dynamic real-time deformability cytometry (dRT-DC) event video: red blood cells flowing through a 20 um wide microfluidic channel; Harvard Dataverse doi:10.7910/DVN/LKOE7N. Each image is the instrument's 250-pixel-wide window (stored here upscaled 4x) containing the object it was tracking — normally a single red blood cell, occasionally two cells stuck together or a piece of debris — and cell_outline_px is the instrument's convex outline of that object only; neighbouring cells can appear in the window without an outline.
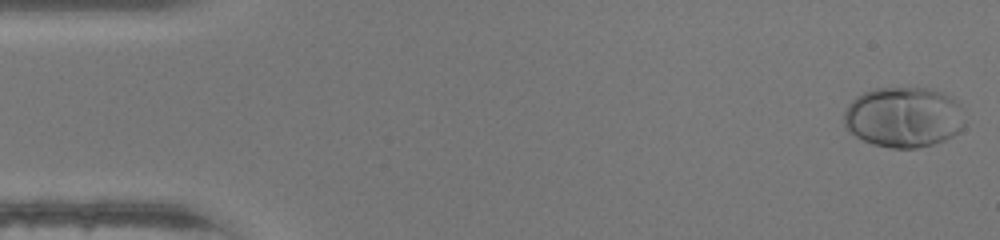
{"species": "human", "species_latin": "Homo sapiens", "temperature_condition": "warm", "stored_images_in_passage": 47, "camera_frame_rate_fps": 3000, "um_per_image_px": 0.085, "donor": {"sex": "female"}, "frame": {"image": 1, "passage_image": 1, "time_ms": 0.0, "image_size_px": [1000, 240], "cell_outline_px": [[964, 128], [960, 132], [944, 140], [932, 144], [916, 148], [892, 148], [872, 144], [848, 132], [844, 124], [844, 112], [848, 104], [856, 96], [864, 92], [876, 88], [932, 88], [956, 100], [964, 120]], "centroid_in_image_um": [76.79, 9.96], "position_along_channel_um": 8.2, "area_um2": 42.66}}
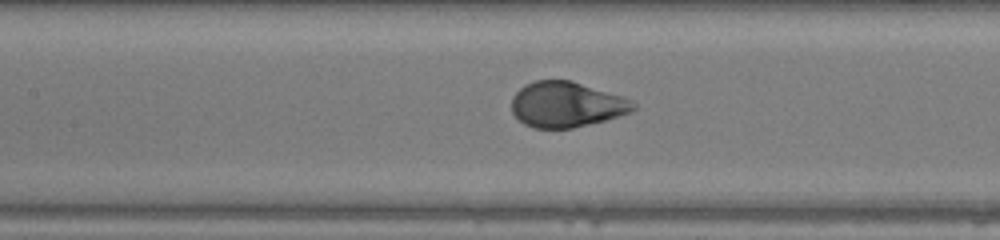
{"frame": {"image": 2, "passage_image": 21, "time_ms": 6.667, "image_size_px": [1000, 240], "cell_outline_px": [[636, 108], [632, 112], [620, 116], [572, 128], [532, 128], [524, 124], [512, 112], [512, 96], [524, 84], [536, 80], [572, 80], [624, 96], [632, 100], [636, 104]], "centroid_in_image_um": [48.17, 8.87], "position_along_channel_um": 159.2, "area_um2": 32.48}}
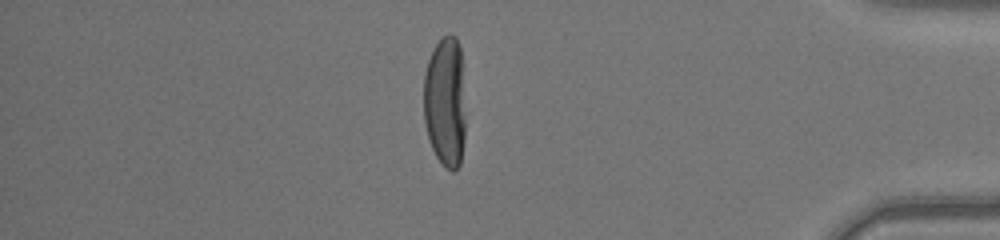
{"frame": {"image": 3, "passage_image": 40, "time_ms": 13.0, "image_size_px": [1000, 240], "cell_outline_px": [[464, 140], [460, 164], [452, 172], [444, 168], [436, 156], [432, 148], [428, 136], [424, 120], [424, 72], [428, 60], [436, 44], [448, 32], [456, 36], [460, 44], [464, 116]], "centroid_in_image_um": [37.83, 8.66], "position_along_channel_um": 397.4, "area_um2": 31.85}, "authors_computed_cell_mechanics": {"area_um2": 33.813, "velocity_mm_per_s": 4.3783, "shape_relaxation_time_tau1_ms": 2.8994, "shape_relaxation_time_tau2_ms": null, "deformation_change_tau1": 0.2109, "deformation_change_tau2": null}}